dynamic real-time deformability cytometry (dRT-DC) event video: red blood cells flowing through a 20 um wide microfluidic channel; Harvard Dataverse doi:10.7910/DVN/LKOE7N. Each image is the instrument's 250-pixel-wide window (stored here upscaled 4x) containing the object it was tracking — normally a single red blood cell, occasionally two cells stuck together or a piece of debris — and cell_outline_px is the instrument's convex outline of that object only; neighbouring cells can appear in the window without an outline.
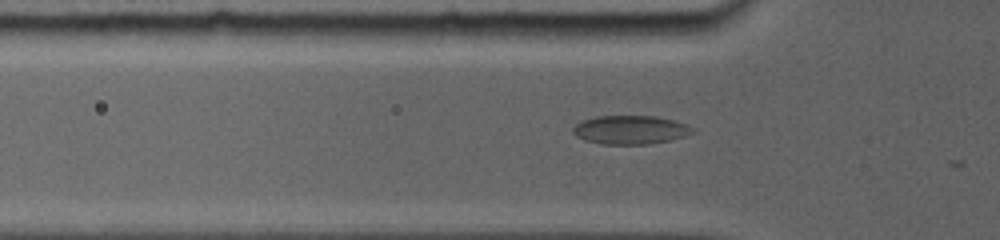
{"species": "common noctule bat (a hibernating species)", "species_latin": "Nyctalus noctula", "temperature_condition": "room temperature", "stored_images_in_passage": 3, "camera_frame_rate_fps": 5000, "um_per_image_px": 0.085, "animal": {"sex": "female", "body_mass_g": 19.0, "forearm_length_mm": 56.7}, "frame": {"image": 1, "passage_image": 2, "time_ms": 0.4, "image_size_px": [1000, 240], "cell_outline_px": [[696, 132], [672, 140], [648, 144], [600, 144], [584, 140], [576, 136], [572, 132], [572, 128], [580, 120], [596, 116], [656, 116], [676, 120], [688, 124], [696, 128]], "centroid_in_image_um": [53.61, 11.03], "position_along_channel_um": 72.2, "area_um2": 20.4}}